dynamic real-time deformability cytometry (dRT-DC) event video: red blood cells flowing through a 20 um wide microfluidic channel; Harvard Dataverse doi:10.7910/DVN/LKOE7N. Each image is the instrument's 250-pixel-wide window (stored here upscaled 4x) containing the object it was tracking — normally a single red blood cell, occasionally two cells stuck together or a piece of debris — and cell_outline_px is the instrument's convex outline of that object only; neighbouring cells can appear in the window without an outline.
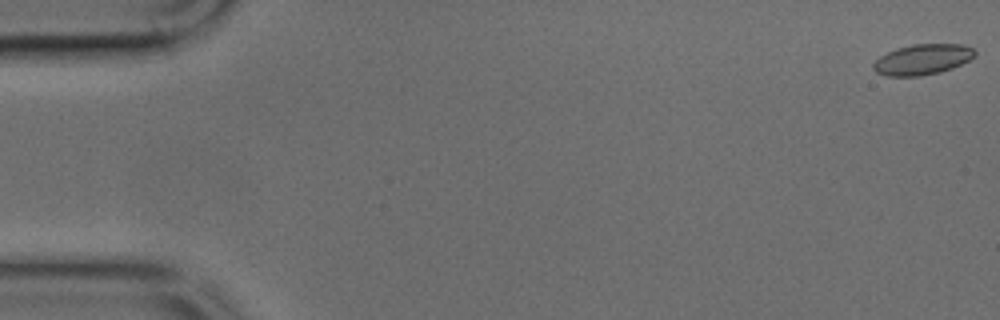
{"species": "common noctule bat (a hibernating species)", "species_latin": "Nyctalus noctula", "temperature_condition": "cold", "stored_images_in_passage": 7, "camera_frame_rate_fps": 3000, "um_per_image_px": 0.085, "animal": {"sex": "male", "body_mass_g": 17.9, "forearm_length_mm": 54.2}, "frame": {"image": 1, "passage_image": 1, "time_ms": 0.0, "image_size_px": [1000, 320], "cell_outline_px": [[976, 56], [952, 68], [940, 72], [920, 76], [884, 76], [876, 72], [872, 68], [872, 64], [880, 56], [896, 48], [912, 44], [964, 44], [972, 48], [976, 52]], "centroid_in_image_um": [78.39, 5.05], "position_along_channel_um": 6.6, "area_um2": 18.15}}